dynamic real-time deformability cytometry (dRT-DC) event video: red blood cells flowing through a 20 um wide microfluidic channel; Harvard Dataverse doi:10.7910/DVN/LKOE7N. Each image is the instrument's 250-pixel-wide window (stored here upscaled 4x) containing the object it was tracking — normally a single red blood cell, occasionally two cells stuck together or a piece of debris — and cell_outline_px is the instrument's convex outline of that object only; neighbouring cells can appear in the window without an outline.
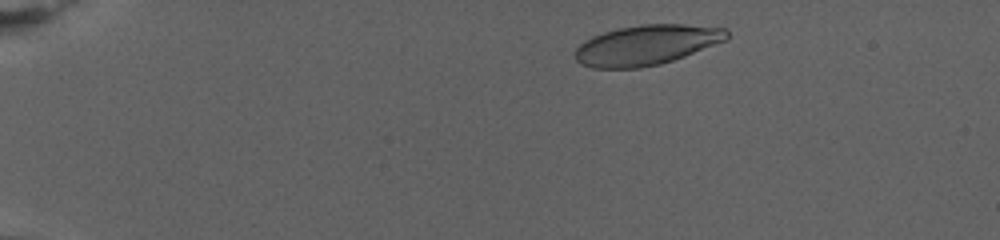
{"species": "human", "species_latin": "Homo sapiens", "temperature_condition": "warm", "stored_images_in_passage": 69, "camera_frame_rate_fps": 3000, "um_per_image_px": 0.085, "donor": {"sex": "female"}, "frame": {"image": 1, "passage_image": 6, "time_ms": 1.667, "image_size_px": [1000, 240], "cell_outline_px": [[728, 40], [684, 56], [660, 64], [640, 68], [592, 68], [580, 64], [576, 60], [576, 48], [584, 40], [592, 36], [604, 32], [620, 28], [640, 24], [684, 24], [724, 28], [728, 32]], "centroid_in_image_um": [54.95, 3.82], "position_along_channel_um": 30.1, "area_um2": 35.37}}
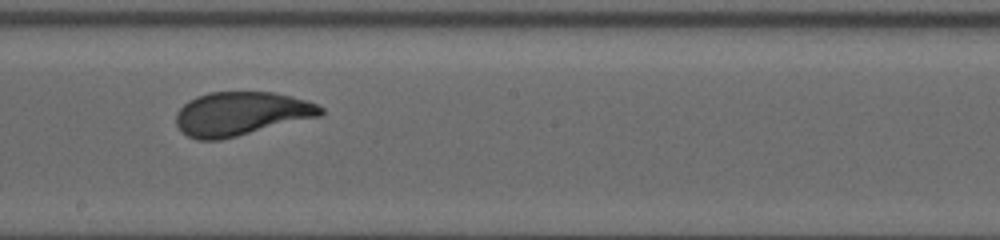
{"frame": {"image": 2, "passage_image": 39, "time_ms": 12.667, "image_size_px": [1000, 240], "cell_outline_px": [[324, 112], [320, 116], [220, 140], [196, 140], [180, 132], [176, 124], [176, 112], [188, 100], [196, 96], [208, 92], [272, 92], [308, 100], [324, 108]], "centroid_in_image_um": [20.46, 9.66], "position_along_channel_um": 227.7, "area_um2": 36.93}}
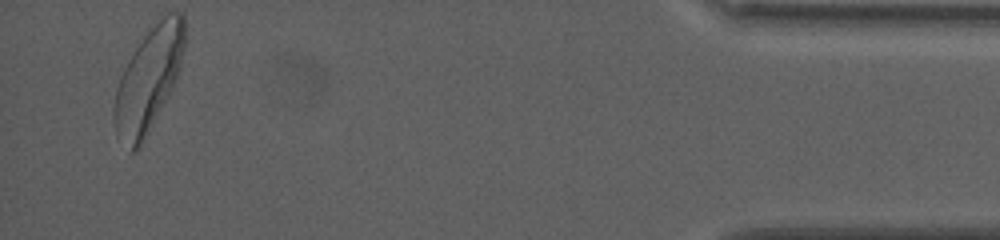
{"frame": {"image": 3, "passage_image": 68, "time_ms": 22.333, "image_size_px": [1000, 240], "cell_outline_px": [[184, 48], [180, 68], [176, 80], [172, 88], [140, 148], [136, 152], [128, 152], [116, 136], [112, 120], [112, 108], [116, 88], [120, 76], [128, 60], [148, 28], [168, 12], [184, 12]], "centroid_in_image_um": [12.58, 6.81], "position_along_channel_um": 422.6, "area_um2": 43.06}, "authors_computed_cell_mechanics": {"area_um2": 36.9342, "velocity_mm_per_s": 2.682, "shape_relaxation_time_tau1_ms": 4.6754, "shape_relaxation_time_tau2_ms": 1.0273, "deformation_change_tau1": 0.1892, "deformation_change_tau2": 0.0806}}